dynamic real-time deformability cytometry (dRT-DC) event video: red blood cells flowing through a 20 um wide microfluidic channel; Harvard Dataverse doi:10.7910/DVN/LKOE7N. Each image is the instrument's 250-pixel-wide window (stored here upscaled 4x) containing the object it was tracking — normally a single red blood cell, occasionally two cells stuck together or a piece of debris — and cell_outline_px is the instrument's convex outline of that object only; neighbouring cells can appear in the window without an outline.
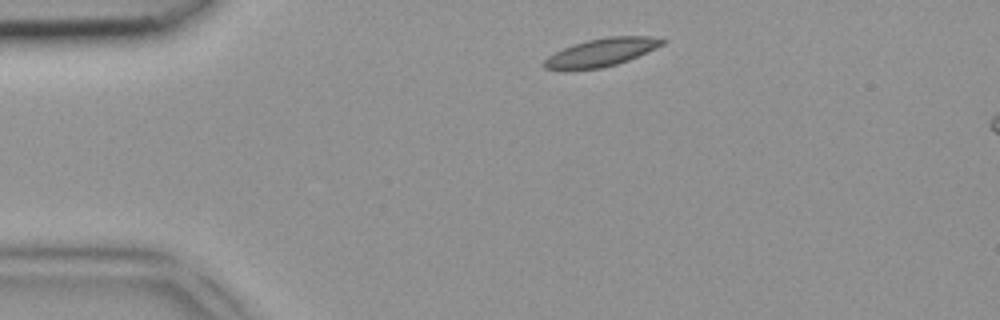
{"species": "common noctule bat (a hibernating species)", "species_latin": "Nyctalus noctula", "temperature_condition": "room temperature", "stored_images_in_passage": 2, "camera_frame_rate_fps": 3000, "um_per_image_px": 0.085, "animal": {"sex": "female", "body_mass_g": 18.4}, "frame": {"image": 1, "passage_image": 1, "time_ms": 0.0, "image_size_px": [1000, 320], "cell_outline_px": [[668, 40], [664, 44], [628, 60], [616, 64], [600, 68], [544, 68], [544, 60], [548, 56], [564, 48], [588, 40], [608, 36], [664, 36]], "centroid_in_image_um": [51.25, 4.4], "position_along_channel_um": 33.8, "area_um2": 18.79}}